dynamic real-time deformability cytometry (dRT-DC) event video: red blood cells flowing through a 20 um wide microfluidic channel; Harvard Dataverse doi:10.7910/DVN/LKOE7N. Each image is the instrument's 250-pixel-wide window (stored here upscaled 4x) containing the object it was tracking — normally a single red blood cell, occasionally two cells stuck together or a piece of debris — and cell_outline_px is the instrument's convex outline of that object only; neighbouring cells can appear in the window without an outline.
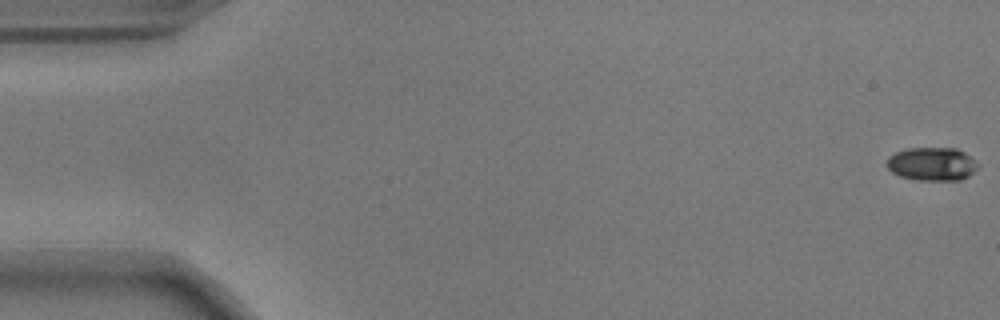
{"species": "common noctule bat (a hibernating species)", "species_latin": "Nyctalus noctula", "temperature_condition": "warm", "stored_images_in_passage": 55, "camera_frame_rate_fps": 3000, "um_per_image_px": 0.085, "animal": {"sex": "male", "body_mass_g": 17.9}, "frame": {"image": 1, "passage_image": 1, "time_ms": 0.0, "image_size_px": [1000, 320], "cell_outline_px": [[980, 168], [968, 176], [960, 180], [916, 180], [900, 176], [892, 172], [888, 168], [888, 156], [896, 152], [908, 148], [956, 148], [964, 152], [976, 160], [980, 164]], "centroid_in_image_um": [79.27, 13.94], "position_along_channel_um": 5.7, "area_um2": 17.86}}
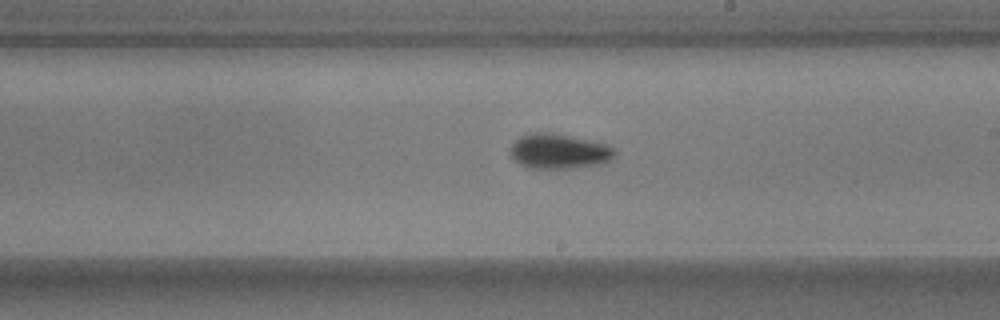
{"frame": {"image": 2, "passage_image": 32, "time_ms": 10.333, "image_size_px": [1000, 320], "cell_outline_px": [[616, 156], [600, 164], [572, 168], [528, 168], [520, 164], [508, 152], [508, 148], [520, 136], [532, 132], [552, 132], [604, 144], [612, 148], [616, 152]], "centroid_in_image_um": [47.45, 12.86], "position_along_channel_um": 241.5, "area_um2": 21.15}}
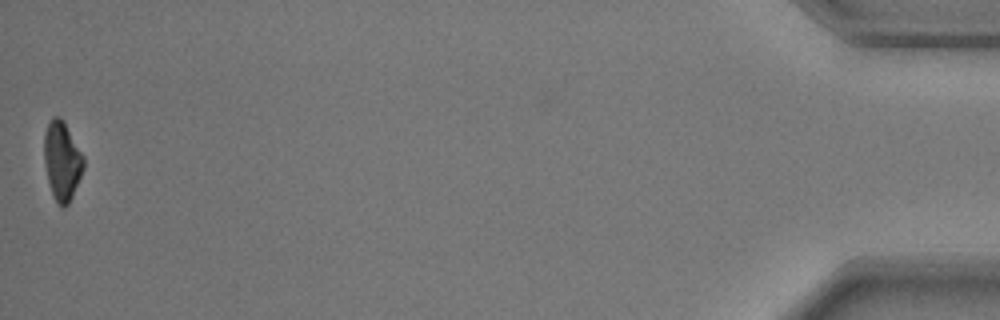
{"frame": {"image": 3, "passage_image": 55, "time_ms": 18.0, "image_size_px": [1000, 320], "cell_outline_px": [[84, 168], [72, 196], [68, 204], [64, 208], [60, 208], [56, 204], [52, 196], [48, 184], [44, 164], [44, 132], [52, 116], [60, 116], [64, 120], [84, 156]], "centroid_in_image_um": [5.26, 13.69], "position_along_channel_um": 429.9, "area_um2": 18.55}, "authors_computed_cell_mechanics": {"area_um2": 18.8428, "velocity_mm_per_s": 3.714, "shape_relaxation_time_tau1_ms": 1.9793, "shape_relaxation_time_tau2_ms": null, "deformation_change_tau1": 0.1386, "deformation_change_tau2": null}}